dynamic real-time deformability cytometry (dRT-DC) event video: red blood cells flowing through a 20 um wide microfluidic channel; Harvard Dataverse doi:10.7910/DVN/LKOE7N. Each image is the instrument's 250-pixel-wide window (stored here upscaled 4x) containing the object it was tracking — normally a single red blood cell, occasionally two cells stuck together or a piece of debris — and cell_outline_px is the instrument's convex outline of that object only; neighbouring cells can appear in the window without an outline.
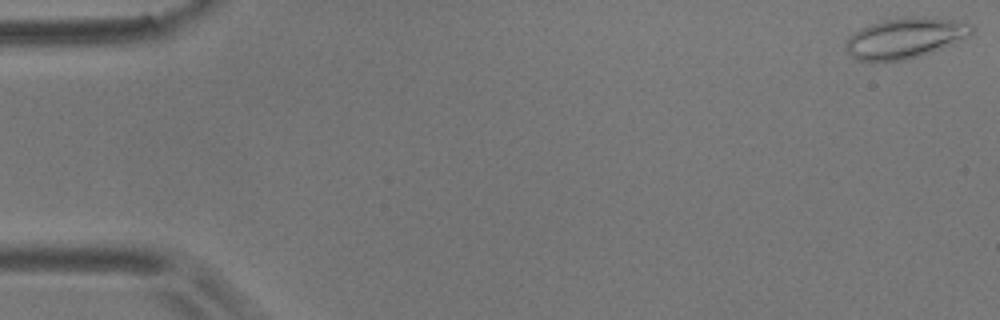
{"species": "common noctule bat (a hibernating species)", "species_latin": "Nyctalus noctula", "temperature_condition": "room temperature", "stored_images_in_passage": 10, "camera_frame_rate_fps": 3000, "um_per_image_px": 0.085, "animal": {"sex": "male", "body_mass_g": 17.9}, "frame": {"image": 1, "passage_image": 1, "time_ms": 0.0, "image_size_px": [1000, 320], "cell_outline_px": [[972, 32], [964, 40], [932, 52], [920, 56], [904, 60], [856, 60], [844, 48], [844, 40], [848, 36], [860, 28], [884, 20], [904, 16], [924, 16], [956, 20], [972, 24]], "centroid_in_image_um": [76.94, 3.21], "position_along_channel_um": 8.1, "area_um2": 29.94}}
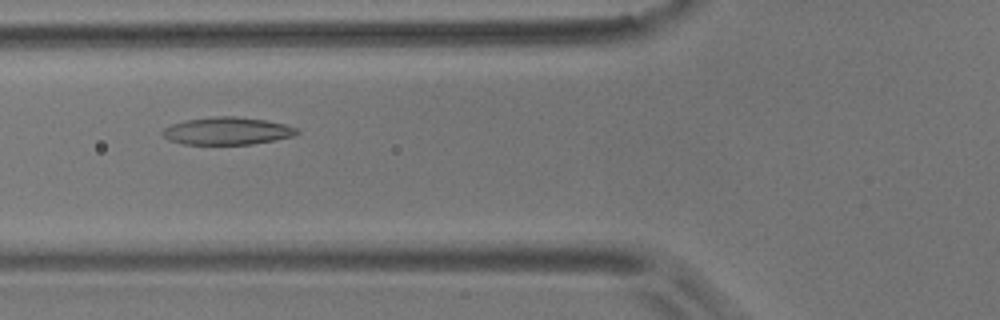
{"frame": {"image": 2, "passage_image": 6, "time_ms": 1.667, "image_size_px": [1000, 320], "cell_outline_px": [[300, 132], [292, 136], [252, 144], [184, 144], [168, 140], [160, 132], [164, 128], [172, 124], [184, 120], [212, 116], [236, 116], [264, 120], [284, 124], [296, 128]], "centroid_in_image_um": [19.26, 11.12], "position_along_channel_um": 106.5, "area_um2": 21.44}}
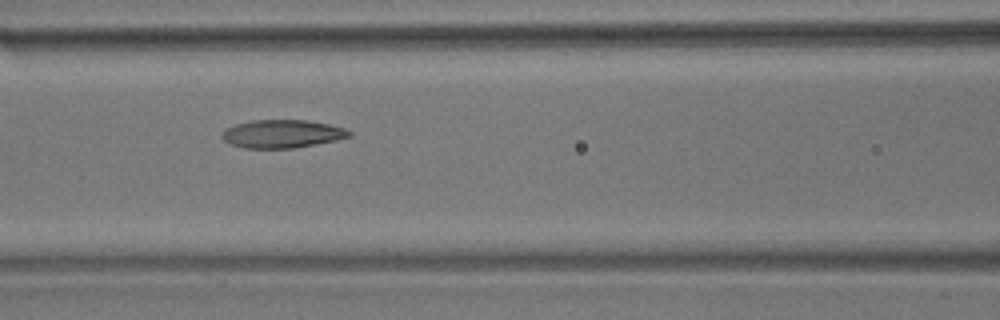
{"frame": {"image": 3, "passage_image": 7, "time_ms": 2.0, "image_size_px": [1000, 320], "cell_outline_px": [[352, 136], [336, 140], [316, 144], [292, 148], [244, 148], [232, 144], [224, 140], [220, 136], [220, 132], [224, 128], [236, 124], [252, 120], [308, 120], [328, 124], [344, 128], [352, 132]], "centroid_in_image_um": [23.96, 11.37], "position_along_channel_um": 142.6, "area_um2": 20.92}}